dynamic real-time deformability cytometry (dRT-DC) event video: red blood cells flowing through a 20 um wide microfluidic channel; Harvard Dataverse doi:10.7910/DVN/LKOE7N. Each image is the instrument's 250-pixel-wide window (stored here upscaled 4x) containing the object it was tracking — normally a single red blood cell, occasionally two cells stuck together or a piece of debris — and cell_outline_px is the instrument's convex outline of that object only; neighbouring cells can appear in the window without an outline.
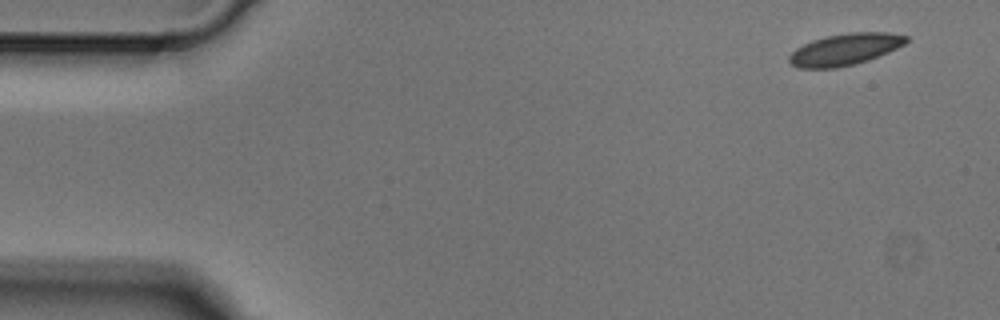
{"species": "Egyptian fruit bat (a non-hibernating species)", "species_latin": "Rousettus aegyptiacus", "temperature_condition": "cold", "stored_images_in_passage": 4, "camera_frame_rate_fps": 3000, "um_per_image_px": 0.085, "animal": {"sex": "male"}, "frame": {"image": 1, "passage_image": 1, "time_ms": 0.0, "image_size_px": [1000, 320], "cell_outline_px": [[908, 40], [904, 44], [880, 56], [856, 64], [836, 68], [800, 68], [792, 64], [788, 60], [788, 56], [796, 48], [812, 40], [828, 36], [848, 32], [888, 32], [908, 36]], "centroid_in_image_um": [71.83, 4.2], "position_along_channel_um": 13.2, "area_um2": 21.56}}
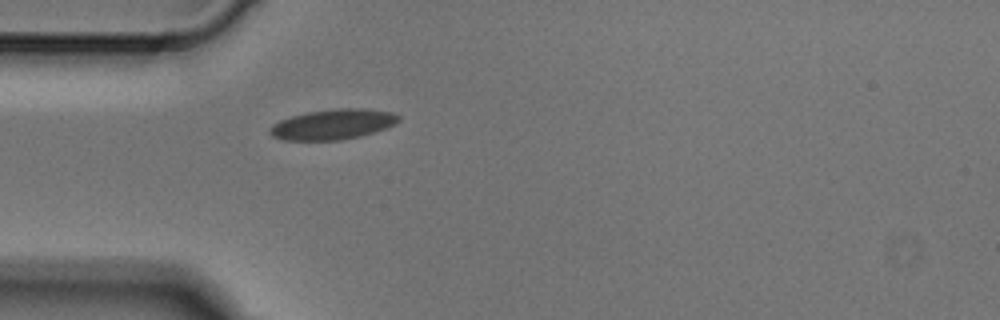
{"frame": {"image": 2, "passage_image": 4, "time_ms": 1.0, "image_size_px": [1000, 320], "cell_outline_px": [[400, 120], [388, 128], [360, 136], [340, 140], [284, 140], [272, 136], [268, 132], [268, 128], [272, 124], [280, 120], [292, 116], [308, 112], [336, 108], [364, 108], [392, 112], [400, 116]], "centroid_in_image_um": [28.3, 10.57], "position_along_channel_um": 56.7, "area_um2": 22.83}}